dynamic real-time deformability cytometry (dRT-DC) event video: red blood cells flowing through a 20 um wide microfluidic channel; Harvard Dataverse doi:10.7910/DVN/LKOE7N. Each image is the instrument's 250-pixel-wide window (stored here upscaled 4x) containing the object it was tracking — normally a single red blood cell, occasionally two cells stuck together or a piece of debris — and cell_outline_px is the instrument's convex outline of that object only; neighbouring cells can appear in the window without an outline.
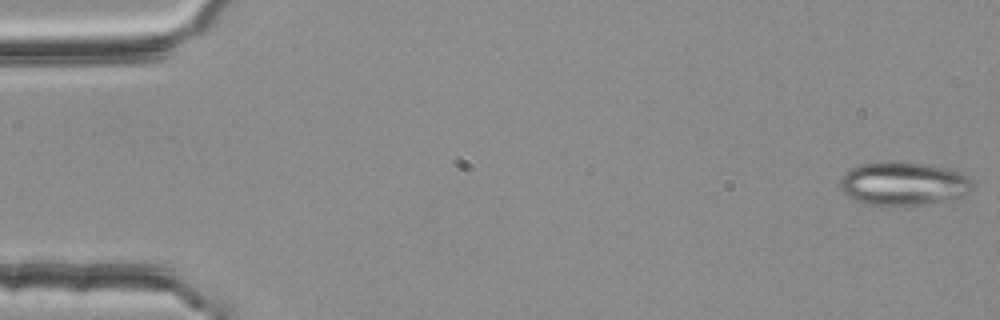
{"species": "common noctule bat (a hibernating species)", "species_latin": "Nyctalus noctula", "temperature_condition": "room temperature", "stored_images_in_passage": 54, "camera_frame_rate_fps": 3000, "um_per_image_px": 0.085, "animal": {"sex": "female", "body_mass_g": 25.1}, "frame": {"image": 1, "passage_image": 1, "time_ms": 0.0, "image_size_px": [1000, 320], "cell_outline_px": [[976, 184], [968, 192], [952, 200], [916, 204], [868, 204], [856, 200], [848, 196], [840, 188], [840, 180], [852, 168], [860, 164], [880, 160], [900, 160], [948, 168], [960, 172], [968, 176]], "centroid_in_image_um": [76.83, 15.56], "position_along_channel_um": 8.2, "area_um2": 33.58}}
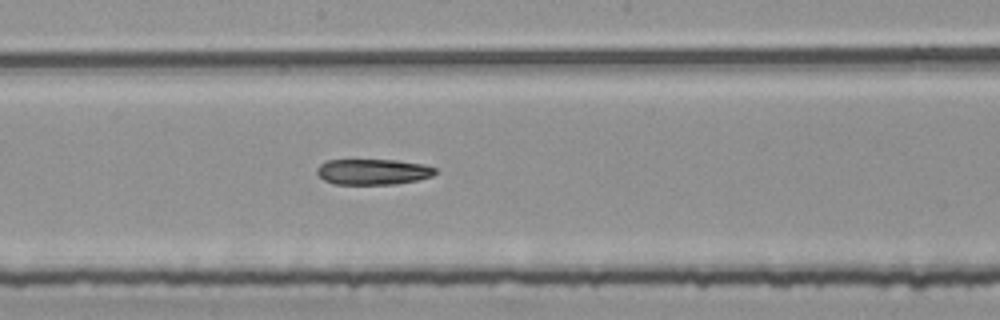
{"frame": {"image": 2, "passage_image": 29, "time_ms": 9.333, "image_size_px": [1000, 320], "cell_outline_px": [[436, 172], [432, 176], [416, 180], [396, 184], [332, 184], [324, 180], [316, 172], [316, 168], [320, 164], [328, 160], [396, 160], [424, 164], [436, 168]], "centroid_in_image_um": [31.69, 14.6], "position_along_channel_um": 216.5, "area_um2": 17.74}}
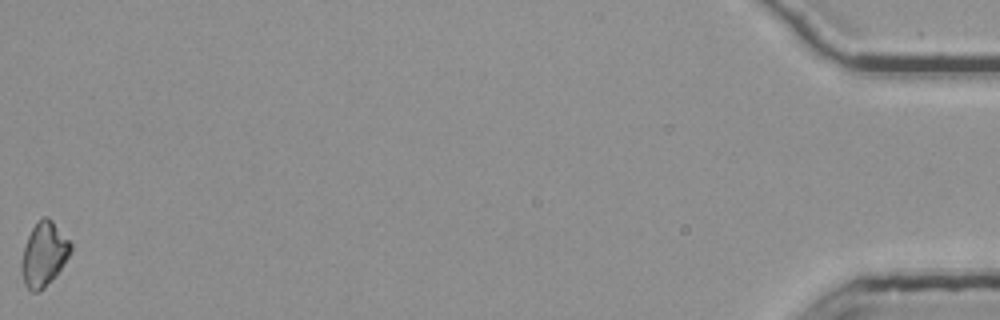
{"frame": {"image": 3, "passage_image": 54, "time_ms": 17.667, "image_size_px": [1000, 320], "cell_outline_px": [[72, 248], [68, 256], [60, 268], [44, 288], [40, 292], [32, 292], [24, 284], [20, 272], [20, 264], [24, 248], [28, 236], [32, 228], [44, 216], [48, 216], [52, 220], [72, 244]], "centroid_in_image_um": [3.7, 21.62], "position_along_channel_um": 431.5, "area_um2": 18.09}}